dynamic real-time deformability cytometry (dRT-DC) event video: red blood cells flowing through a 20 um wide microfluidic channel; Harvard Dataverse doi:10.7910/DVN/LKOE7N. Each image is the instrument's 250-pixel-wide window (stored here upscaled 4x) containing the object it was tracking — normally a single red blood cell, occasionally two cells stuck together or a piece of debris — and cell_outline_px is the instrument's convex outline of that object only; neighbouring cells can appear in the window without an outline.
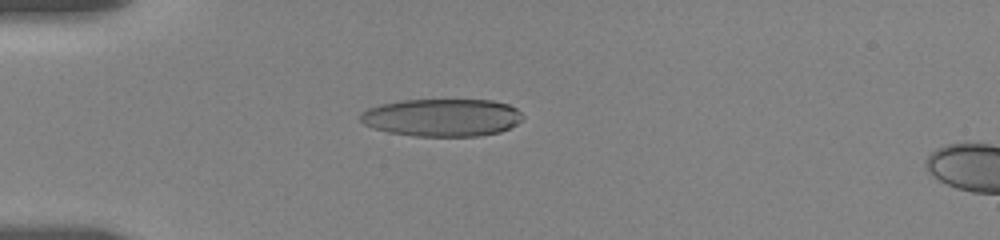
{"species": "human", "species_latin": "Homo sapiens", "temperature_condition": "room temperature", "stored_images_in_passage": 6, "camera_frame_rate_fps": 3000, "um_per_image_px": 0.085, "donor": {"sex": "female"}, "frame": {"image": 1, "passage_image": 2, "time_ms": 0.667, "image_size_px": [1000, 240], "cell_outline_px": [[524, 120], [500, 132], [480, 136], [412, 136], [388, 132], [372, 128], [364, 124], [360, 120], [360, 112], [368, 108], [380, 104], [400, 100], [492, 100], [508, 104], [516, 108], [524, 116]], "centroid_in_image_um": [37.57, 9.99], "position_along_channel_um": 47.4, "area_um2": 35.95}}
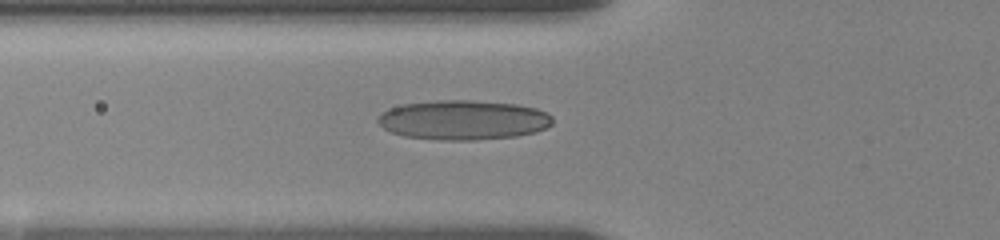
{"frame": {"image": 2, "passage_image": 4, "time_ms": 2.333, "image_size_px": [1000, 240], "cell_outline_px": [[552, 124], [536, 132], [516, 136], [476, 140], [440, 140], [404, 136], [392, 132], [384, 128], [376, 120], [388, 108], [404, 104], [436, 100], [472, 100], [516, 104], [536, 108], [548, 112], [552, 116]], "centroid_in_image_um": [39.4, 10.2], "position_along_channel_um": 86.4, "area_um2": 40.34}}
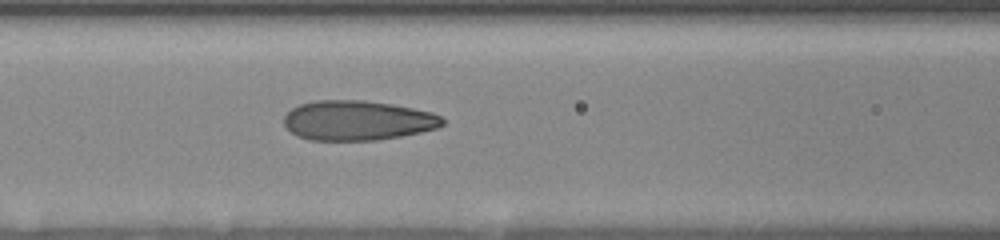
{"frame": {"image": 3, "passage_image": 6, "time_ms": 3.667, "image_size_px": [1000, 240], "cell_outline_px": [[444, 124], [436, 128], [420, 132], [400, 136], [376, 140], [308, 140], [296, 136], [284, 124], [284, 116], [292, 108], [300, 104], [316, 100], [364, 100], [392, 104], [432, 112], [440, 116], [444, 120]], "centroid_in_image_um": [30.37, 10.23], "position_along_channel_um": 136.2, "area_um2": 36.7}}